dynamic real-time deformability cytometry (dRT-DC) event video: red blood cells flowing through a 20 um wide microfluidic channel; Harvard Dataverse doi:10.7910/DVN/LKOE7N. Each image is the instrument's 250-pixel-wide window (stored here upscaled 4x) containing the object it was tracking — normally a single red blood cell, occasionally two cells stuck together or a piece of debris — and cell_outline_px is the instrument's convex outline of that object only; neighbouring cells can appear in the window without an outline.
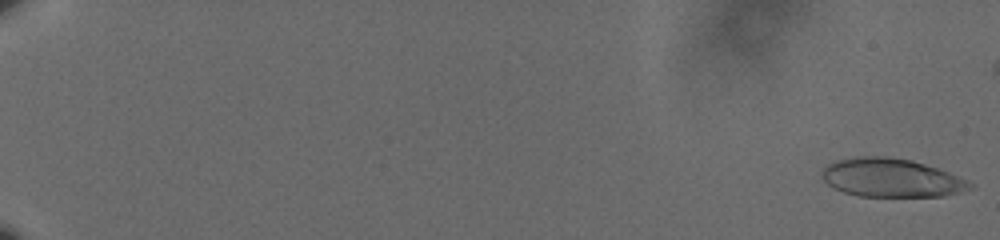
{"species": "human", "species_latin": "Homo sapiens", "temperature_condition": "cold", "stored_images_in_passage": 60, "camera_frame_rate_fps": 3000, "um_per_image_px": 0.085, "donor": {"sex": "male"}, "frame": {"image": 1, "passage_image": 1, "time_ms": 0.0, "image_size_px": [1000, 240], "cell_outline_px": [[976, 188], [944, 196], [856, 196], [832, 188], [820, 176], [820, 172], [828, 164], [836, 160], [856, 156], [888, 156], [912, 160], [948, 172], [968, 180], [976, 184]], "centroid_in_image_um": [75.76, 15.11], "position_along_channel_um": 9.2, "area_um2": 33.58}}
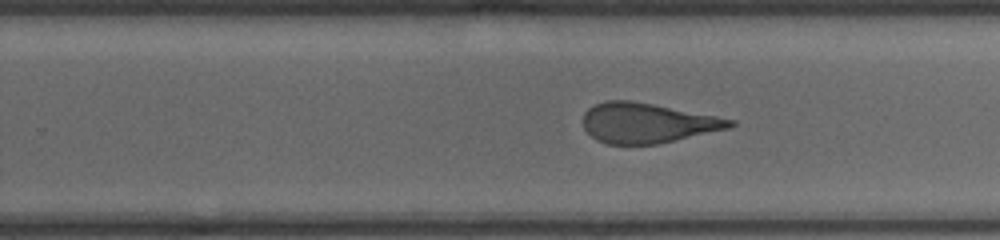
{"frame": {"image": 2, "passage_image": 42, "time_ms": 13.667, "image_size_px": [1000, 240], "cell_outline_px": [[736, 124], [732, 128], [656, 144], [608, 144], [596, 140], [584, 128], [584, 112], [588, 108], [596, 104], [608, 100], [632, 100], [716, 116], [736, 120]], "centroid_in_image_um": [55.04, 10.45], "position_along_channel_um": 274.8, "area_um2": 34.1}}
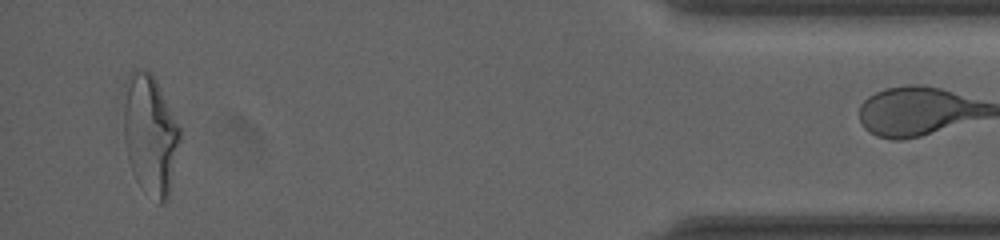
{"frame": {"image": 3, "passage_image": 59, "time_ms": 19.333, "image_size_px": [1000, 240], "cell_outline_px": [[180, 140], [168, 196], [164, 204], [160, 204], [124, 136], [124, 80], [128, 72], [136, 68], [152, 72], [180, 128]], "centroid_in_image_um": [12.82, 11.07], "position_along_channel_um": 422.4, "area_um2": 35.89}}